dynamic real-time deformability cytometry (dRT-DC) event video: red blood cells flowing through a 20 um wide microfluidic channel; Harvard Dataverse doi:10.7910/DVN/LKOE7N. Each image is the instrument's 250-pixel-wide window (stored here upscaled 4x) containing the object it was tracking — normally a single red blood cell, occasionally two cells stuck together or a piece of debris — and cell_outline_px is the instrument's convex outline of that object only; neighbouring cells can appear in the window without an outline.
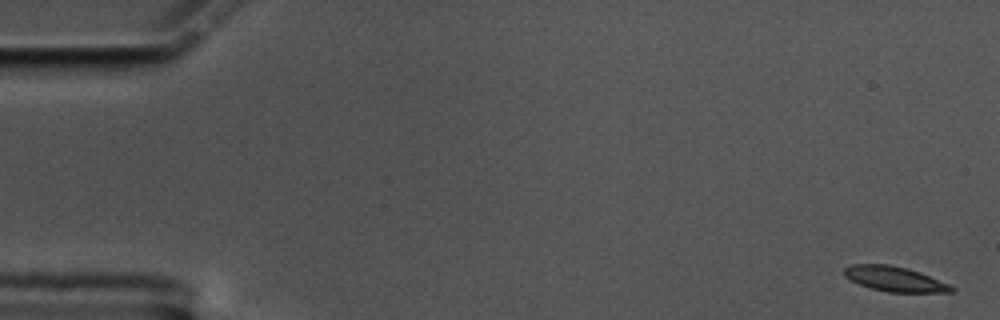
{"species": "common noctule bat (a hibernating species)", "species_latin": "Nyctalus noctula", "temperature_condition": "cold", "stored_images_in_passage": 15, "camera_frame_rate_fps": 3000, "um_per_image_px": 0.085, "animal": {"sex": "male", "body_mass_g": 17.5, "forearm_length_mm": 52.3}, "frame": {"image": 1, "passage_image": 1, "time_ms": 0.0, "image_size_px": [1000, 320], "cell_outline_px": [[956, 288], [952, 292], [888, 292], [872, 288], [860, 284], [844, 276], [844, 268], [852, 264], [888, 264], [908, 268], [920, 272], [948, 284]], "centroid_in_image_um": [76.05, 23.7], "position_along_channel_um": 9.0, "area_um2": 15.43}}